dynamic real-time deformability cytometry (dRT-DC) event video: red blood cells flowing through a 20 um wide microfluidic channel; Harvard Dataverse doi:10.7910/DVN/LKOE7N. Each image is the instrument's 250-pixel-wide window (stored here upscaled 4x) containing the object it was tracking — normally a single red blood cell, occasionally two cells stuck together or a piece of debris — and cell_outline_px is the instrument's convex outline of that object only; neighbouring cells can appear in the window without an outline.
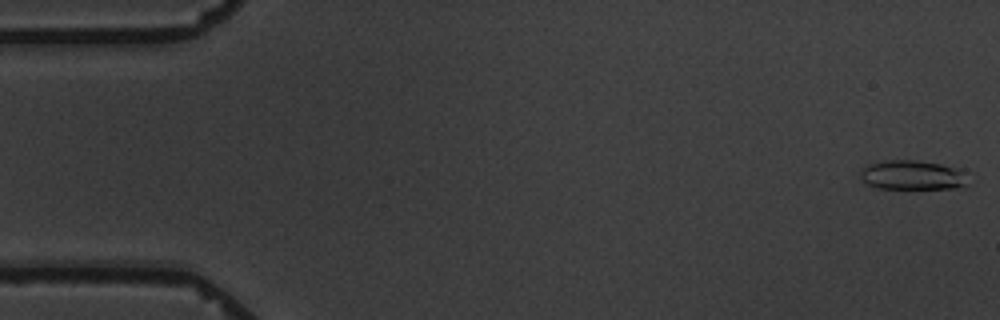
{"species": "common noctule bat (a hibernating species)", "species_latin": "Nyctalus noctula", "temperature_condition": "warm", "stored_images_in_passage": 6, "camera_frame_rate_fps": 3000, "um_per_image_px": 0.085, "animal": {"sex": "male", "body_mass_g": 19.5, "forearm_length_mm": 54.6}, "frame": {"image": 1, "passage_image": 1, "time_ms": 0.0, "image_size_px": [1000, 320], "cell_outline_px": [[968, 184], [964, 188], [876, 188], [868, 184], [860, 176], [860, 172], [868, 164], [884, 160], [916, 160], [964, 168]], "centroid_in_image_um": [77.63, 14.88], "position_along_channel_um": 7.4, "area_um2": 18.67}}